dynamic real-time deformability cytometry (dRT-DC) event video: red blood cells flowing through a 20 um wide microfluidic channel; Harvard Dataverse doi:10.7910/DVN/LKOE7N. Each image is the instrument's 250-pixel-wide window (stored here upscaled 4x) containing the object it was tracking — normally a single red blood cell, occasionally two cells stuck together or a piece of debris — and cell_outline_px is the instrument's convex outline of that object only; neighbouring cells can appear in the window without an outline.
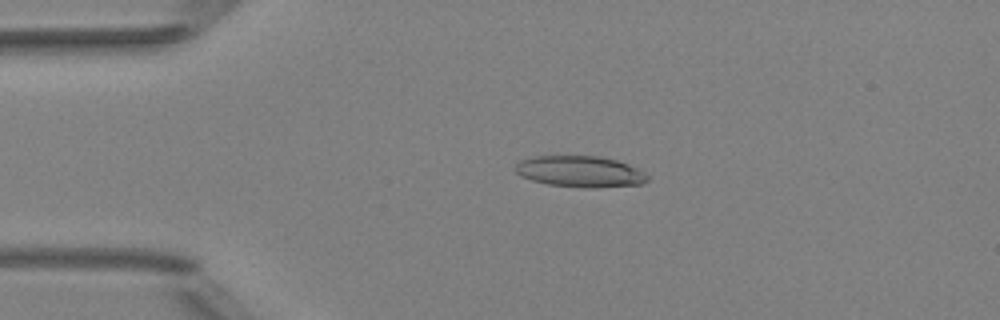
{"species": "Egyptian fruit bat (a non-hibernating species)", "species_latin": "Rousettus aegyptiacus", "temperature_condition": "room temperature", "stored_images_in_passage": 4, "camera_frame_rate_fps": 3000, "um_per_image_px": 0.085, "animal": {"sex": "female"}, "frame": {"image": 1, "passage_image": 3, "time_ms": 0.667, "image_size_px": [1000, 320], "cell_outline_px": [[648, 180], [640, 184], [588, 188], [584, 188], [548, 184], [532, 180], [520, 176], [512, 168], [520, 160], [532, 156], [600, 156], [616, 160], [628, 164], [644, 172], [648, 176]], "centroid_in_image_um": [49.26, 14.57], "position_along_channel_um": 35.7, "area_um2": 24.04}}